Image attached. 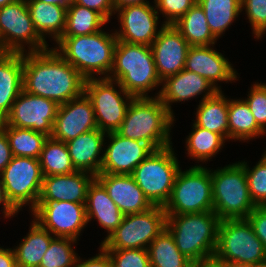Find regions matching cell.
Returning a JSON list of instances; mask_svg holds the SVG:
<instances>
[{
  "label": "cell",
  "instance_id": "cell-1",
  "mask_svg": "<svg viewBox=\"0 0 266 267\" xmlns=\"http://www.w3.org/2000/svg\"><path fill=\"white\" fill-rule=\"evenodd\" d=\"M86 79L54 48L23 53V90L58 105L84 93Z\"/></svg>",
  "mask_w": 266,
  "mask_h": 267
},
{
  "label": "cell",
  "instance_id": "cell-2",
  "mask_svg": "<svg viewBox=\"0 0 266 267\" xmlns=\"http://www.w3.org/2000/svg\"><path fill=\"white\" fill-rule=\"evenodd\" d=\"M159 97L133 98L124 120L116 131L122 137L149 144L154 150L172 143L174 118Z\"/></svg>",
  "mask_w": 266,
  "mask_h": 267
},
{
  "label": "cell",
  "instance_id": "cell-3",
  "mask_svg": "<svg viewBox=\"0 0 266 267\" xmlns=\"http://www.w3.org/2000/svg\"><path fill=\"white\" fill-rule=\"evenodd\" d=\"M108 33L100 30L90 35L61 36L54 49L85 79L109 77L118 40L114 32Z\"/></svg>",
  "mask_w": 266,
  "mask_h": 267
},
{
  "label": "cell",
  "instance_id": "cell-4",
  "mask_svg": "<svg viewBox=\"0 0 266 267\" xmlns=\"http://www.w3.org/2000/svg\"><path fill=\"white\" fill-rule=\"evenodd\" d=\"M134 98L150 97L148 92L162 85L149 45L117 41L109 77Z\"/></svg>",
  "mask_w": 266,
  "mask_h": 267
},
{
  "label": "cell",
  "instance_id": "cell-5",
  "mask_svg": "<svg viewBox=\"0 0 266 267\" xmlns=\"http://www.w3.org/2000/svg\"><path fill=\"white\" fill-rule=\"evenodd\" d=\"M220 221L214 211L167 214L166 229L182 254L192 262L206 261L214 257Z\"/></svg>",
  "mask_w": 266,
  "mask_h": 267
},
{
  "label": "cell",
  "instance_id": "cell-6",
  "mask_svg": "<svg viewBox=\"0 0 266 267\" xmlns=\"http://www.w3.org/2000/svg\"><path fill=\"white\" fill-rule=\"evenodd\" d=\"M213 188V211L219 219H247L256 205L249 193L244 167L232 163L210 170Z\"/></svg>",
  "mask_w": 266,
  "mask_h": 267
},
{
  "label": "cell",
  "instance_id": "cell-7",
  "mask_svg": "<svg viewBox=\"0 0 266 267\" xmlns=\"http://www.w3.org/2000/svg\"><path fill=\"white\" fill-rule=\"evenodd\" d=\"M172 145L154 150L131 174L153 206L169 201L180 164Z\"/></svg>",
  "mask_w": 266,
  "mask_h": 267
},
{
  "label": "cell",
  "instance_id": "cell-8",
  "mask_svg": "<svg viewBox=\"0 0 266 267\" xmlns=\"http://www.w3.org/2000/svg\"><path fill=\"white\" fill-rule=\"evenodd\" d=\"M166 214H191L213 211V188L210 170L195 165L179 169L169 201L164 206Z\"/></svg>",
  "mask_w": 266,
  "mask_h": 267
},
{
  "label": "cell",
  "instance_id": "cell-9",
  "mask_svg": "<svg viewBox=\"0 0 266 267\" xmlns=\"http://www.w3.org/2000/svg\"><path fill=\"white\" fill-rule=\"evenodd\" d=\"M213 258L218 262L257 265L266 259V250L248 219H228L220 221Z\"/></svg>",
  "mask_w": 266,
  "mask_h": 267
},
{
  "label": "cell",
  "instance_id": "cell-10",
  "mask_svg": "<svg viewBox=\"0 0 266 267\" xmlns=\"http://www.w3.org/2000/svg\"><path fill=\"white\" fill-rule=\"evenodd\" d=\"M114 86L119 90L117 91V87ZM84 93L94 108L98 129L105 133L116 132L134 97L129 95L117 81L102 76L86 79Z\"/></svg>",
  "mask_w": 266,
  "mask_h": 267
},
{
  "label": "cell",
  "instance_id": "cell-11",
  "mask_svg": "<svg viewBox=\"0 0 266 267\" xmlns=\"http://www.w3.org/2000/svg\"><path fill=\"white\" fill-rule=\"evenodd\" d=\"M0 176L8 204L17 213L25 204L31 211L37 206L44 178L39 159L13 156Z\"/></svg>",
  "mask_w": 266,
  "mask_h": 267
},
{
  "label": "cell",
  "instance_id": "cell-12",
  "mask_svg": "<svg viewBox=\"0 0 266 267\" xmlns=\"http://www.w3.org/2000/svg\"><path fill=\"white\" fill-rule=\"evenodd\" d=\"M164 207L124 215L122 223L101 244L104 249H148L151 242L166 228Z\"/></svg>",
  "mask_w": 266,
  "mask_h": 267
},
{
  "label": "cell",
  "instance_id": "cell-13",
  "mask_svg": "<svg viewBox=\"0 0 266 267\" xmlns=\"http://www.w3.org/2000/svg\"><path fill=\"white\" fill-rule=\"evenodd\" d=\"M0 43L3 52L11 53L38 52L50 48L36 31L26 0L0 8ZM24 45L29 50H25Z\"/></svg>",
  "mask_w": 266,
  "mask_h": 267
},
{
  "label": "cell",
  "instance_id": "cell-14",
  "mask_svg": "<svg viewBox=\"0 0 266 267\" xmlns=\"http://www.w3.org/2000/svg\"><path fill=\"white\" fill-rule=\"evenodd\" d=\"M86 203L57 200H38L31 211L33 219L54 237L79 240L81 231L88 224Z\"/></svg>",
  "mask_w": 266,
  "mask_h": 267
},
{
  "label": "cell",
  "instance_id": "cell-15",
  "mask_svg": "<svg viewBox=\"0 0 266 267\" xmlns=\"http://www.w3.org/2000/svg\"><path fill=\"white\" fill-rule=\"evenodd\" d=\"M58 104L22 90L3 122L8 126L32 129L51 137Z\"/></svg>",
  "mask_w": 266,
  "mask_h": 267
},
{
  "label": "cell",
  "instance_id": "cell-16",
  "mask_svg": "<svg viewBox=\"0 0 266 267\" xmlns=\"http://www.w3.org/2000/svg\"><path fill=\"white\" fill-rule=\"evenodd\" d=\"M115 13L121 24L114 31L118 41L151 46L161 30L157 28L159 13L150 3L127 5Z\"/></svg>",
  "mask_w": 266,
  "mask_h": 267
},
{
  "label": "cell",
  "instance_id": "cell-17",
  "mask_svg": "<svg viewBox=\"0 0 266 267\" xmlns=\"http://www.w3.org/2000/svg\"><path fill=\"white\" fill-rule=\"evenodd\" d=\"M110 139L104 148L100 174H132L134 169L154 149L147 143L122 137L117 132L106 133Z\"/></svg>",
  "mask_w": 266,
  "mask_h": 267
},
{
  "label": "cell",
  "instance_id": "cell-18",
  "mask_svg": "<svg viewBox=\"0 0 266 267\" xmlns=\"http://www.w3.org/2000/svg\"><path fill=\"white\" fill-rule=\"evenodd\" d=\"M98 129L94 108L85 93L58 106L51 137L68 142L80 134Z\"/></svg>",
  "mask_w": 266,
  "mask_h": 267
},
{
  "label": "cell",
  "instance_id": "cell-19",
  "mask_svg": "<svg viewBox=\"0 0 266 267\" xmlns=\"http://www.w3.org/2000/svg\"><path fill=\"white\" fill-rule=\"evenodd\" d=\"M151 47L159 78L179 73L185 67L190 45L174 25L162 24Z\"/></svg>",
  "mask_w": 266,
  "mask_h": 267
},
{
  "label": "cell",
  "instance_id": "cell-20",
  "mask_svg": "<svg viewBox=\"0 0 266 267\" xmlns=\"http://www.w3.org/2000/svg\"><path fill=\"white\" fill-rule=\"evenodd\" d=\"M213 46H190L184 69L199 74L221 91L217 81L234 82L238 73L229 60L222 53L214 50Z\"/></svg>",
  "mask_w": 266,
  "mask_h": 267
},
{
  "label": "cell",
  "instance_id": "cell-21",
  "mask_svg": "<svg viewBox=\"0 0 266 267\" xmlns=\"http://www.w3.org/2000/svg\"><path fill=\"white\" fill-rule=\"evenodd\" d=\"M218 90L204 77L186 69L166 77L155 97H159L164 106L174 116L172 103L188 101L203 94L201 101L212 97ZM205 93V94H204Z\"/></svg>",
  "mask_w": 266,
  "mask_h": 267
},
{
  "label": "cell",
  "instance_id": "cell-22",
  "mask_svg": "<svg viewBox=\"0 0 266 267\" xmlns=\"http://www.w3.org/2000/svg\"><path fill=\"white\" fill-rule=\"evenodd\" d=\"M96 179L124 215L144 212L153 207L130 174H98Z\"/></svg>",
  "mask_w": 266,
  "mask_h": 267
},
{
  "label": "cell",
  "instance_id": "cell-23",
  "mask_svg": "<svg viewBox=\"0 0 266 267\" xmlns=\"http://www.w3.org/2000/svg\"><path fill=\"white\" fill-rule=\"evenodd\" d=\"M96 177L85 171L45 176L39 200L86 203L89 185Z\"/></svg>",
  "mask_w": 266,
  "mask_h": 267
},
{
  "label": "cell",
  "instance_id": "cell-24",
  "mask_svg": "<svg viewBox=\"0 0 266 267\" xmlns=\"http://www.w3.org/2000/svg\"><path fill=\"white\" fill-rule=\"evenodd\" d=\"M106 133L90 130L66 142L71 162L76 171H85L95 177L100 174ZM101 154V155H100Z\"/></svg>",
  "mask_w": 266,
  "mask_h": 267
},
{
  "label": "cell",
  "instance_id": "cell-25",
  "mask_svg": "<svg viewBox=\"0 0 266 267\" xmlns=\"http://www.w3.org/2000/svg\"><path fill=\"white\" fill-rule=\"evenodd\" d=\"M85 206L88 223L92 219H97L99 225L108 232L107 236L100 243L102 244L122 223L124 214L96 178L89 185Z\"/></svg>",
  "mask_w": 266,
  "mask_h": 267
},
{
  "label": "cell",
  "instance_id": "cell-26",
  "mask_svg": "<svg viewBox=\"0 0 266 267\" xmlns=\"http://www.w3.org/2000/svg\"><path fill=\"white\" fill-rule=\"evenodd\" d=\"M23 90V53H0V121Z\"/></svg>",
  "mask_w": 266,
  "mask_h": 267
},
{
  "label": "cell",
  "instance_id": "cell-27",
  "mask_svg": "<svg viewBox=\"0 0 266 267\" xmlns=\"http://www.w3.org/2000/svg\"><path fill=\"white\" fill-rule=\"evenodd\" d=\"M27 7L38 34L46 40L45 36L57 41L64 32L67 8L56 4H47L40 0H26Z\"/></svg>",
  "mask_w": 266,
  "mask_h": 267
},
{
  "label": "cell",
  "instance_id": "cell-28",
  "mask_svg": "<svg viewBox=\"0 0 266 267\" xmlns=\"http://www.w3.org/2000/svg\"><path fill=\"white\" fill-rule=\"evenodd\" d=\"M52 234L33 219L28 234L13 251L17 267H39L42 257L50 246Z\"/></svg>",
  "mask_w": 266,
  "mask_h": 267
},
{
  "label": "cell",
  "instance_id": "cell-29",
  "mask_svg": "<svg viewBox=\"0 0 266 267\" xmlns=\"http://www.w3.org/2000/svg\"><path fill=\"white\" fill-rule=\"evenodd\" d=\"M217 91L212 97L199 101L194 123L228 139V104L229 99ZM226 97V98H225Z\"/></svg>",
  "mask_w": 266,
  "mask_h": 267
},
{
  "label": "cell",
  "instance_id": "cell-30",
  "mask_svg": "<svg viewBox=\"0 0 266 267\" xmlns=\"http://www.w3.org/2000/svg\"><path fill=\"white\" fill-rule=\"evenodd\" d=\"M173 25L190 46L215 45L218 40L212 34L204 10L198 2Z\"/></svg>",
  "mask_w": 266,
  "mask_h": 267
},
{
  "label": "cell",
  "instance_id": "cell-31",
  "mask_svg": "<svg viewBox=\"0 0 266 267\" xmlns=\"http://www.w3.org/2000/svg\"><path fill=\"white\" fill-rule=\"evenodd\" d=\"M266 133L257 125L249 106L243 99L229 98L228 139L246 141L262 137Z\"/></svg>",
  "mask_w": 266,
  "mask_h": 267
},
{
  "label": "cell",
  "instance_id": "cell-32",
  "mask_svg": "<svg viewBox=\"0 0 266 267\" xmlns=\"http://www.w3.org/2000/svg\"><path fill=\"white\" fill-rule=\"evenodd\" d=\"M203 8L212 34L218 39L241 11V0H197Z\"/></svg>",
  "mask_w": 266,
  "mask_h": 267
},
{
  "label": "cell",
  "instance_id": "cell-33",
  "mask_svg": "<svg viewBox=\"0 0 266 267\" xmlns=\"http://www.w3.org/2000/svg\"><path fill=\"white\" fill-rule=\"evenodd\" d=\"M151 267H190L192 261L180 252L165 228L149 245Z\"/></svg>",
  "mask_w": 266,
  "mask_h": 267
},
{
  "label": "cell",
  "instance_id": "cell-34",
  "mask_svg": "<svg viewBox=\"0 0 266 267\" xmlns=\"http://www.w3.org/2000/svg\"><path fill=\"white\" fill-rule=\"evenodd\" d=\"M0 128L7 135L13 156L39 159L47 135L32 129L8 126L0 121Z\"/></svg>",
  "mask_w": 266,
  "mask_h": 267
},
{
  "label": "cell",
  "instance_id": "cell-35",
  "mask_svg": "<svg viewBox=\"0 0 266 267\" xmlns=\"http://www.w3.org/2000/svg\"><path fill=\"white\" fill-rule=\"evenodd\" d=\"M108 21L97 11L76 4L67 8L65 29L62 36L90 35L102 30Z\"/></svg>",
  "mask_w": 266,
  "mask_h": 267
},
{
  "label": "cell",
  "instance_id": "cell-36",
  "mask_svg": "<svg viewBox=\"0 0 266 267\" xmlns=\"http://www.w3.org/2000/svg\"><path fill=\"white\" fill-rule=\"evenodd\" d=\"M39 163L44 177L65 175L76 171L71 162L66 143L52 137L45 140Z\"/></svg>",
  "mask_w": 266,
  "mask_h": 267
},
{
  "label": "cell",
  "instance_id": "cell-37",
  "mask_svg": "<svg viewBox=\"0 0 266 267\" xmlns=\"http://www.w3.org/2000/svg\"><path fill=\"white\" fill-rule=\"evenodd\" d=\"M186 138L187 154L197 162L210 161L222 150L226 141L220 134L201 128L195 123H193L192 132Z\"/></svg>",
  "mask_w": 266,
  "mask_h": 267
},
{
  "label": "cell",
  "instance_id": "cell-38",
  "mask_svg": "<svg viewBox=\"0 0 266 267\" xmlns=\"http://www.w3.org/2000/svg\"><path fill=\"white\" fill-rule=\"evenodd\" d=\"M77 240L66 237H54L42 257L39 267H74L79 256L73 250Z\"/></svg>",
  "mask_w": 266,
  "mask_h": 267
},
{
  "label": "cell",
  "instance_id": "cell-39",
  "mask_svg": "<svg viewBox=\"0 0 266 267\" xmlns=\"http://www.w3.org/2000/svg\"><path fill=\"white\" fill-rule=\"evenodd\" d=\"M239 163L245 169L252 201L256 206H266V151L253 168H250L245 161Z\"/></svg>",
  "mask_w": 266,
  "mask_h": 267
},
{
  "label": "cell",
  "instance_id": "cell-40",
  "mask_svg": "<svg viewBox=\"0 0 266 267\" xmlns=\"http://www.w3.org/2000/svg\"><path fill=\"white\" fill-rule=\"evenodd\" d=\"M113 267H151L148 249H105Z\"/></svg>",
  "mask_w": 266,
  "mask_h": 267
},
{
  "label": "cell",
  "instance_id": "cell-41",
  "mask_svg": "<svg viewBox=\"0 0 266 267\" xmlns=\"http://www.w3.org/2000/svg\"><path fill=\"white\" fill-rule=\"evenodd\" d=\"M245 9L255 39L266 32V0H241V11Z\"/></svg>",
  "mask_w": 266,
  "mask_h": 267
},
{
  "label": "cell",
  "instance_id": "cell-42",
  "mask_svg": "<svg viewBox=\"0 0 266 267\" xmlns=\"http://www.w3.org/2000/svg\"><path fill=\"white\" fill-rule=\"evenodd\" d=\"M245 102L250 108L257 125L266 133V83L252 85Z\"/></svg>",
  "mask_w": 266,
  "mask_h": 267
},
{
  "label": "cell",
  "instance_id": "cell-43",
  "mask_svg": "<svg viewBox=\"0 0 266 267\" xmlns=\"http://www.w3.org/2000/svg\"><path fill=\"white\" fill-rule=\"evenodd\" d=\"M197 0H154L157 12L166 17L164 25H173L178 21Z\"/></svg>",
  "mask_w": 266,
  "mask_h": 267
},
{
  "label": "cell",
  "instance_id": "cell-44",
  "mask_svg": "<svg viewBox=\"0 0 266 267\" xmlns=\"http://www.w3.org/2000/svg\"><path fill=\"white\" fill-rule=\"evenodd\" d=\"M247 219L266 250V206H256Z\"/></svg>",
  "mask_w": 266,
  "mask_h": 267
},
{
  "label": "cell",
  "instance_id": "cell-45",
  "mask_svg": "<svg viewBox=\"0 0 266 267\" xmlns=\"http://www.w3.org/2000/svg\"><path fill=\"white\" fill-rule=\"evenodd\" d=\"M76 4L95 10L100 13L108 22L111 16L116 14L112 0H75Z\"/></svg>",
  "mask_w": 266,
  "mask_h": 267
},
{
  "label": "cell",
  "instance_id": "cell-46",
  "mask_svg": "<svg viewBox=\"0 0 266 267\" xmlns=\"http://www.w3.org/2000/svg\"><path fill=\"white\" fill-rule=\"evenodd\" d=\"M99 250L100 252L96 254V256H93L92 258H89L85 261H82L79 256L74 267H113L108 252L101 245Z\"/></svg>",
  "mask_w": 266,
  "mask_h": 267
},
{
  "label": "cell",
  "instance_id": "cell-47",
  "mask_svg": "<svg viewBox=\"0 0 266 267\" xmlns=\"http://www.w3.org/2000/svg\"><path fill=\"white\" fill-rule=\"evenodd\" d=\"M13 154L5 132L0 128V173L10 163Z\"/></svg>",
  "mask_w": 266,
  "mask_h": 267
},
{
  "label": "cell",
  "instance_id": "cell-48",
  "mask_svg": "<svg viewBox=\"0 0 266 267\" xmlns=\"http://www.w3.org/2000/svg\"><path fill=\"white\" fill-rule=\"evenodd\" d=\"M2 204V213H4V218H11L12 216L17 214V212L8 204L7 196L5 193V187L3 184V180L0 176V205Z\"/></svg>",
  "mask_w": 266,
  "mask_h": 267
},
{
  "label": "cell",
  "instance_id": "cell-49",
  "mask_svg": "<svg viewBox=\"0 0 266 267\" xmlns=\"http://www.w3.org/2000/svg\"><path fill=\"white\" fill-rule=\"evenodd\" d=\"M0 267H17L12 248L4 249L0 247Z\"/></svg>",
  "mask_w": 266,
  "mask_h": 267
},
{
  "label": "cell",
  "instance_id": "cell-50",
  "mask_svg": "<svg viewBox=\"0 0 266 267\" xmlns=\"http://www.w3.org/2000/svg\"><path fill=\"white\" fill-rule=\"evenodd\" d=\"M115 11L121 7L127 6V5H134V4H144L149 3L147 0H112Z\"/></svg>",
  "mask_w": 266,
  "mask_h": 267
},
{
  "label": "cell",
  "instance_id": "cell-51",
  "mask_svg": "<svg viewBox=\"0 0 266 267\" xmlns=\"http://www.w3.org/2000/svg\"><path fill=\"white\" fill-rule=\"evenodd\" d=\"M190 267H221L220 263L214 258L206 261L192 262Z\"/></svg>",
  "mask_w": 266,
  "mask_h": 267
},
{
  "label": "cell",
  "instance_id": "cell-52",
  "mask_svg": "<svg viewBox=\"0 0 266 267\" xmlns=\"http://www.w3.org/2000/svg\"><path fill=\"white\" fill-rule=\"evenodd\" d=\"M40 1L47 4H56L69 8L74 3L75 0H40Z\"/></svg>",
  "mask_w": 266,
  "mask_h": 267
},
{
  "label": "cell",
  "instance_id": "cell-53",
  "mask_svg": "<svg viewBox=\"0 0 266 267\" xmlns=\"http://www.w3.org/2000/svg\"><path fill=\"white\" fill-rule=\"evenodd\" d=\"M221 267H256V265L237 263V262H219Z\"/></svg>",
  "mask_w": 266,
  "mask_h": 267
},
{
  "label": "cell",
  "instance_id": "cell-54",
  "mask_svg": "<svg viewBox=\"0 0 266 267\" xmlns=\"http://www.w3.org/2000/svg\"><path fill=\"white\" fill-rule=\"evenodd\" d=\"M17 1H20V0H0V8L4 7L5 5L15 3Z\"/></svg>",
  "mask_w": 266,
  "mask_h": 267
},
{
  "label": "cell",
  "instance_id": "cell-55",
  "mask_svg": "<svg viewBox=\"0 0 266 267\" xmlns=\"http://www.w3.org/2000/svg\"><path fill=\"white\" fill-rule=\"evenodd\" d=\"M256 267H266V259L257 264Z\"/></svg>",
  "mask_w": 266,
  "mask_h": 267
},
{
  "label": "cell",
  "instance_id": "cell-56",
  "mask_svg": "<svg viewBox=\"0 0 266 267\" xmlns=\"http://www.w3.org/2000/svg\"><path fill=\"white\" fill-rule=\"evenodd\" d=\"M0 53H3V50H2V48H1V43H0Z\"/></svg>",
  "mask_w": 266,
  "mask_h": 267
}]
</instances>
